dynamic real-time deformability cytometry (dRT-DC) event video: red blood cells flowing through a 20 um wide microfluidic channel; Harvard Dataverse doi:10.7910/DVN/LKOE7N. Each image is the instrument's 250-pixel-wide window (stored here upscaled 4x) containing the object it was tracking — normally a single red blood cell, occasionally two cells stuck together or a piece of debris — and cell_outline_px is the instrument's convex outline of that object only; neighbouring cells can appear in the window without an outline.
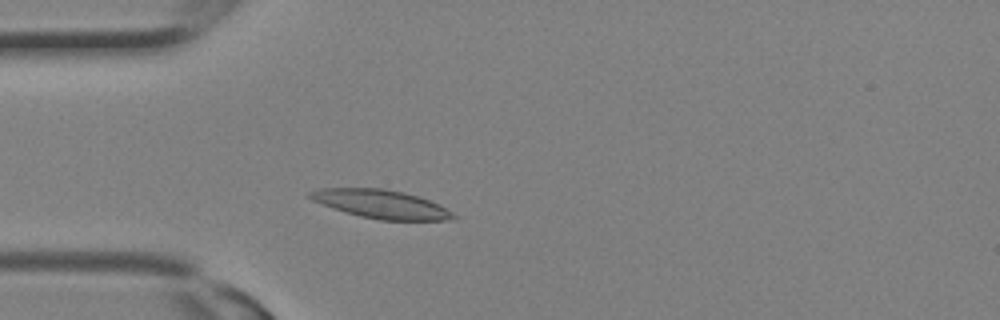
{"species": "Egyptian fruit bat (a non-hibernating species)", "species_latin": "Rousettus aegyptiacus", "temperature_condition": "room temperature", "stored_images_in_passage": 7, "camera_frame_rate_fps": 3000, "um_per_image_px": 0.085, "animal": {"sex": "female"}, "frame": {"image": 1, "passage_image": 3, "time_ms": 0.667, "image_size_px": [1000, 320], "cell_outline_px": [[456, 216], [448, 220], [380, 220], [360, 216], [332, 208], [312, 200], [308, 196], [308, 192], [324, 188], [384, 188], [404, 192], [440, 204], [452, 212]], "centroid_in_image_um": [32.39, 17.34], "position_along_channel_um": 52.6, "area_um2": 23.64}}
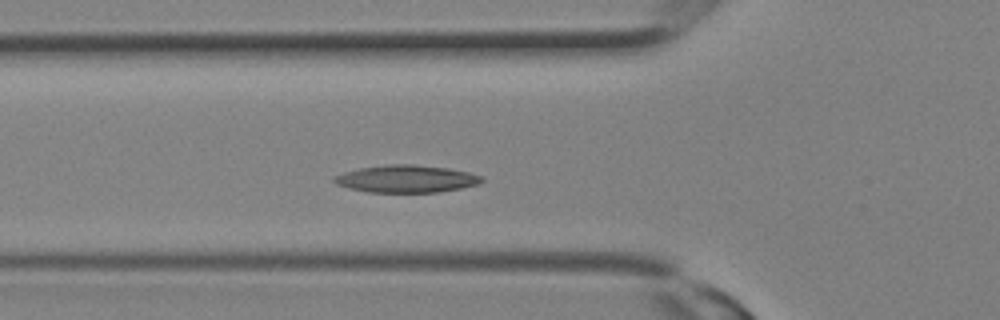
{"frame": {"image": 2, "passage_image": 5, "time_ms": 1.333, "image_size_px": [1000, 320], "cell_outline_px": [[484, 180], [480, 184], [440, 192], [368, 192], [348, 188], [336, 184], [332, 180], [336, 176], [344, 172], [360, 168], [384, 164], [412, 164], [448, 168], [468, 172], [484, 176]], "centroid_in_image_um": [34.56, 15.2], "position_along_channel_um": 91.2, "area_um2": 23.64}}
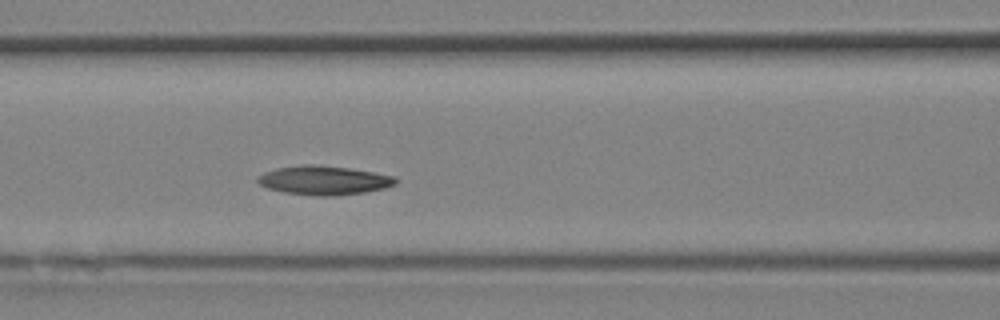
{"frame": {"image": 3, "passage_image": 7, "time_ms": 2.0, "image_size_px": [1000, 320], "cell_outline_px": [[396, 184], [384, 188], [364, 192], [332, 196], [320, 196], [284, 192], [268, 188], [260, 184], [256, 180], [264, 172], [276, 168], [300, 164], [312, 164], [348, 168], [396, 176]], "centroid_in_image_um": [27.52, 15.32], "position_along_channel_um": 139.1, "area_um2": 23.12}}